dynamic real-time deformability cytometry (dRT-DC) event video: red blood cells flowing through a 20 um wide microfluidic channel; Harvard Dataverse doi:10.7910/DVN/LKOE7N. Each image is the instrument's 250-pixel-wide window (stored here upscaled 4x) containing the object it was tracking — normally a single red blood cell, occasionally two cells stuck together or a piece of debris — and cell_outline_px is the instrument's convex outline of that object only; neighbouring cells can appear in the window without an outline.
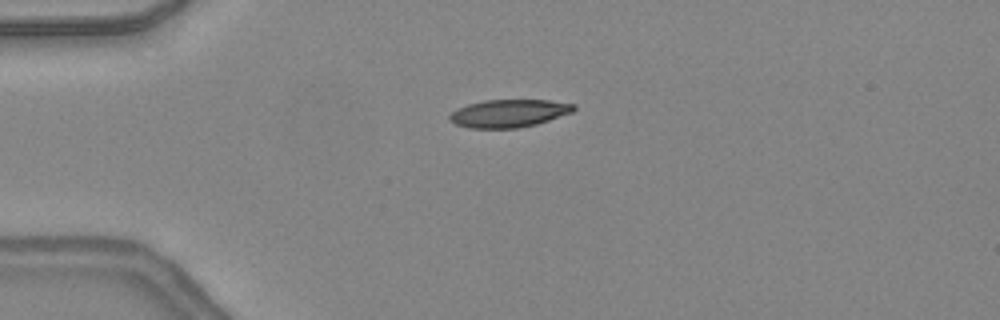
{"species": "common noctule bat (a hibernating species)", "species_latin": "Nyctalus noctula", "temperature_condition": "warm", "stored_images_in_passage": 34, "camera_frame_rate_fps": 3000, "um_per_image_px": 0.085, "animal": {"sex": "female", "body_mass_g": 24.6, "forearm_length_mm": 56.2}, "frame": {"image": 1, "passage_image": 2, "time_ms": 0.333, "image_size_px": [1000, 320], "cell_outline_px": [[576, 108], [572, 112], [536, 124], [516, 128], [468, 128], [456, 124], [448, 120], [448, 116], [456, 108], [468, 104], [484, 100], [548, 100], [576, 104]], "centroid_in_image_um": [43.22, 9.63], "position_along_channel_um": 41.8, "area_um2": 20.11}}
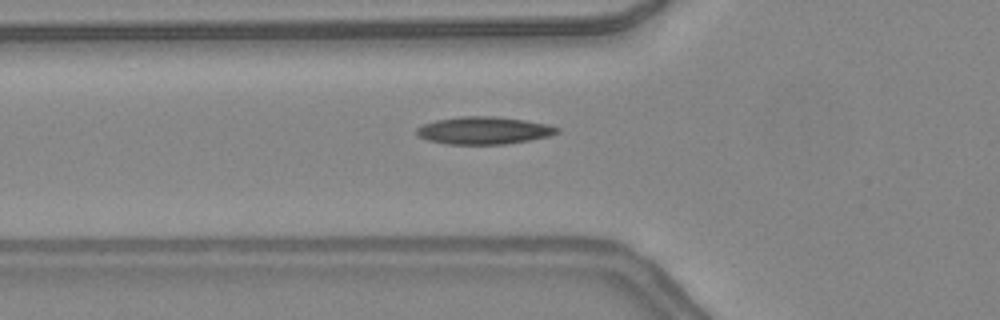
{"frame": {"image": 2, "passage_image": 7, "time_ms": 2.0, "image_size_px": [1000, 320], "cell_outline_px": [[560, 132], [548, 136], [528, 140], [504, 144], [448, 144], [428, 140], [420, 136], [416, 132], [416, 128], [424, 124], [436, 120], [460, 116], [496, 116], [524, 120], [548, 124], [560, 128]], "centroid_in_image_um": [41.14, 11.08], "position_along_channel_um": 84.7, "area_um2": 22.37}}
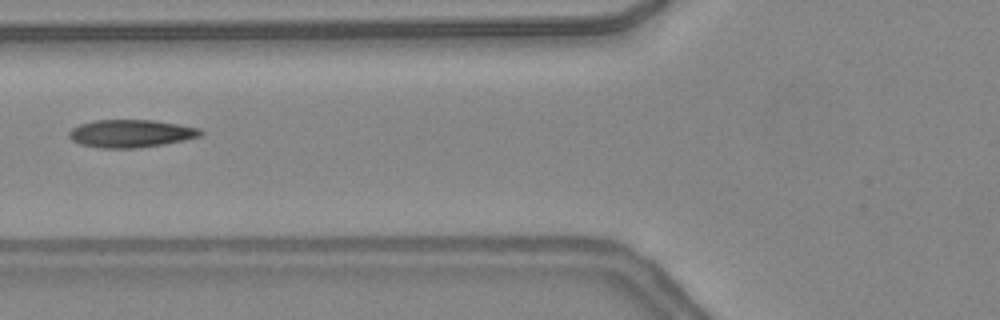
{"frame": {"image": 3, "passage_image": 9, "time_ms": 2.667, "image_size_px": [1000, 320], "cell_outline_px": [[204, 132], [200, 136], [184, 140], [164, 144], [136, 148], [100, 148], [80, 144], [72, 140], [68, 136], [68, 132], [72, 128], [80, 124], [96, 120], [152, 120], [180, 124], [200, 128]], "centroid_in_image_um": [11.13, 11.35], "position_along_channel_um": 114.7, "area_um2": 21.33}, "authors_computed_cell_mechanics": {"area_um2": 20.5479, "velocity_mm_per_s": 4.3867, "shape_relaxation_time_tau1_ms": 8.1864, "shape_relaxation_time_tau2_ms": 1.0361, "deformation_change_tau1": 0.2938, "deformation_change_tau2": 0.0812}}